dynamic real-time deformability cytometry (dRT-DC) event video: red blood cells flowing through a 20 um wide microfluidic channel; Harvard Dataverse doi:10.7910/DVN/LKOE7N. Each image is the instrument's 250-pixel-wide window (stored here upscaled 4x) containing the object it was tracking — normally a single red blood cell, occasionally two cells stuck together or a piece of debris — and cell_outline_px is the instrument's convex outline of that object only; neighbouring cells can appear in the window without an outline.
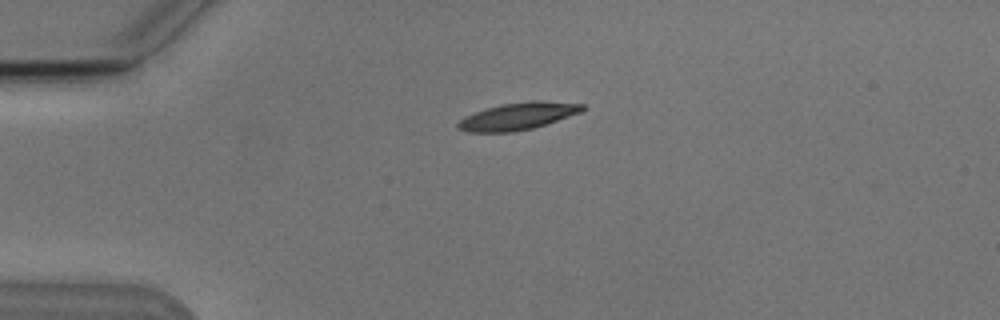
{"species": "Egyptian fruit bat (a non-hibernating species)", "species_latin": "Rousettus aegyptiacus", "temperature_condition": "cold", "stored_images_in_passage": 2, "camera_frame_rate_fps": 3000, "um_per_image_px": 0.085, "animal": {"sex": "male"}, "frame": {"image": 1, "passage_image": 1, "time_ms": 0.0, "image_size_px": [1000, 320], "cell_outline_px": [[584, 108], [580, 112], [532, 128], [512, 132], [468, 132], [456, 128], [456, 124], [464, 116], [500, 104], [532, 100], [544, 100], [584, 104]], "centroid_in_image_um": [43.98, 9.87], "position_along_channel_um": 41.0, "area_um2": 19.54}}